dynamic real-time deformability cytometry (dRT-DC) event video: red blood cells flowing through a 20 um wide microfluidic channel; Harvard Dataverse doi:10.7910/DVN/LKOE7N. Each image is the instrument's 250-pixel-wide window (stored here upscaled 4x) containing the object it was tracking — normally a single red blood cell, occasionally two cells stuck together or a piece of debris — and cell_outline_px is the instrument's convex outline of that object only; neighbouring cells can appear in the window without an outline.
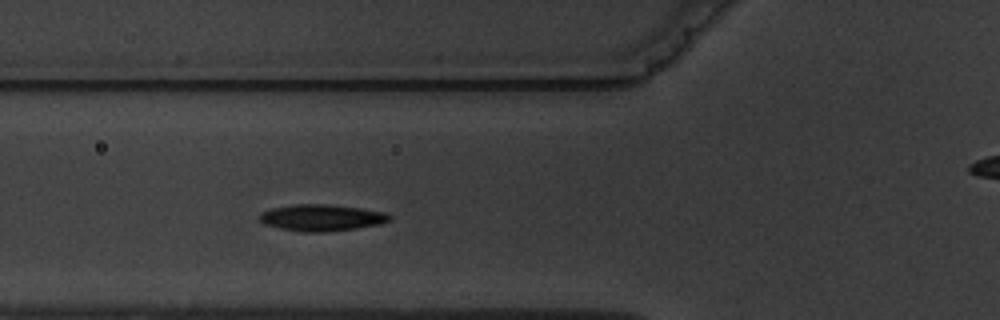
{"species": "common noctule bat (a hibernating species)", "species_latin": "Nyctalus noctula", "temperature_condition": "warm", "stored_images_in_passage": 5, "segment_of_instrument_passage": [1, 2], "camera_frame_rate_fps": 3000, "um_per_image_px": 0.085, "animal": {"sex": "male", "body_mass_g": 19.5, "forearm_length_mm": 54.6}, "frame": {"image": 1, "passage_image": 4, "time_ms": 3.667, "image_size_px": [1000, 320], "cell_outline_px": [[392, 220], [380, 224], [356, 228], [324, 232], [300, 232], [280, 228], [264, 224], [260, 220], [260, 212], [272, 208], [292, 204], [328, 204], [360, 208], [384, 212], [392, 216]], "centroid_in_image_um": [27.33, 18.5], "position_along_channel_um": 98.5, "area_um2": 20.17}}